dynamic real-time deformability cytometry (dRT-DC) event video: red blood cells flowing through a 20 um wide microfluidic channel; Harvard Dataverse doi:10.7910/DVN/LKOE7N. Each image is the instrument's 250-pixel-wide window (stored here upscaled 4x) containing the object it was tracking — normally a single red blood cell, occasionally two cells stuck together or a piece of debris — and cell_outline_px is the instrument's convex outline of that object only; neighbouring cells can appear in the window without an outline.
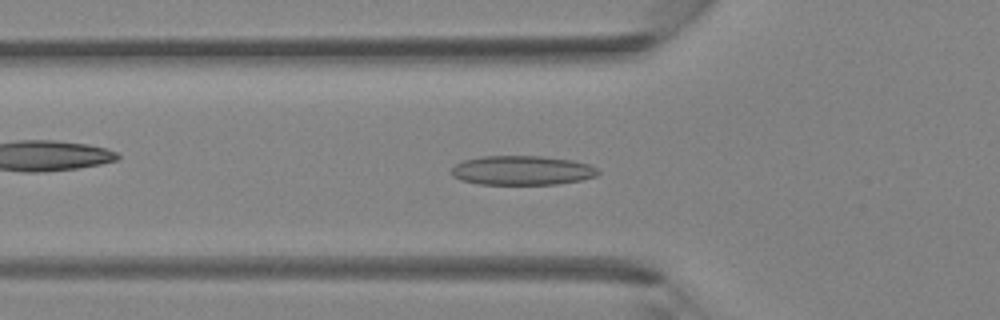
{"species": "Egyptian fruit bat (a non-hibernating species)", "species_latin": "Rousettus aegyptiacus", "temperature_condition": "room temperature", "stored_images_in_passage": 41, "camera_frame_rate_fps": 3000, "um_per_image_px": 0.085, "animal": {"sex": "female"}, "frame": {"image": 1, "passage_image": 14, "time_ms": 4.333, "image_size_px": [1000, 320], "cell_outline_px": [[600, 172], [596, 176], [580, 180], [556, 184], [480, 184], [460, 180], [452, 176], [452, 168], [456, 164], [464, 160], [480, 156], [540, 156], [572, 160], [588, 164], [596, 168]], "centroid_in_image_um": [44.36, 14.48], "position_along_channel_um": 81.4, "area_um2": 24.97}}
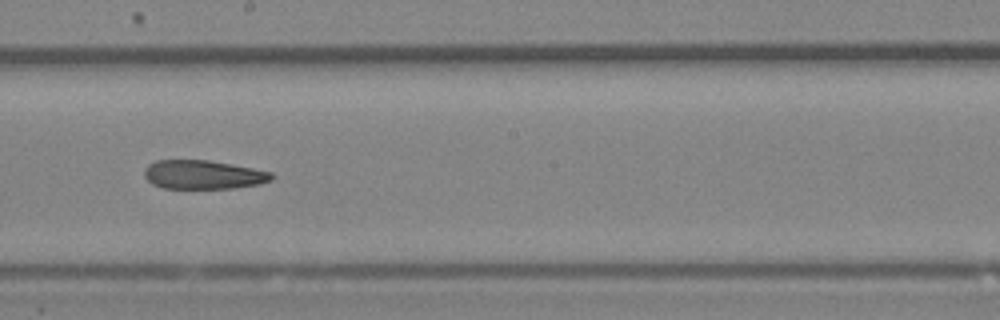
{"frame": {"image": 2, "passage_image": 23, "time_ms": 7.333, "image_size_px": [1000, 320], "cell_outline_px": [[276, 176], [272, 180], [260, 184], [232, 188], [164, 188], [152, 184], [144, 176], [144, 168], [148, 164], [156, 160], [208, 160], [232, 164], [272, 172]], "centroid_in_image_um": [17.28, 14.84], "position_along_channel_um": 230.9, "area_um2": 21.5}}
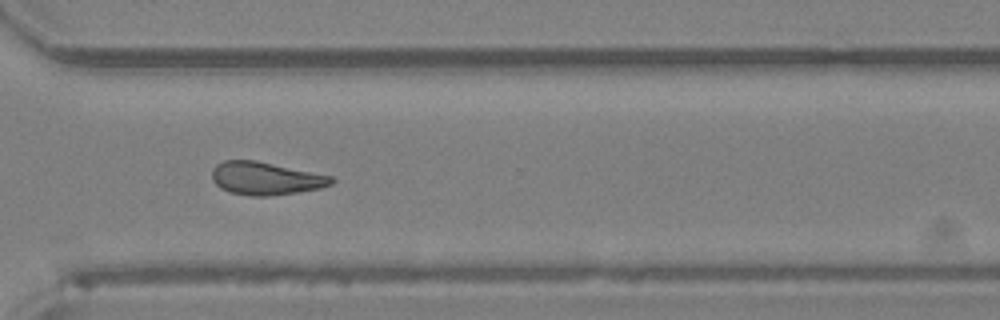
{"frame": {"image": 3, "passage_image": 30, "time_ms": 9.667, "image_size_px": [1000, 320], "cell_outline_px": [[336, 180], [332, 184], [320, 188], [272, 196], [252, 196], [228, 192], [220, 188], [212, 180], [212, 168], [216, 164], [224, 160], [256, 160], [332, 176]], "centroid_in_image_um": [22.56, 15.16], "position_along_channel_um": 348.0, "area_um2": 23.0}}